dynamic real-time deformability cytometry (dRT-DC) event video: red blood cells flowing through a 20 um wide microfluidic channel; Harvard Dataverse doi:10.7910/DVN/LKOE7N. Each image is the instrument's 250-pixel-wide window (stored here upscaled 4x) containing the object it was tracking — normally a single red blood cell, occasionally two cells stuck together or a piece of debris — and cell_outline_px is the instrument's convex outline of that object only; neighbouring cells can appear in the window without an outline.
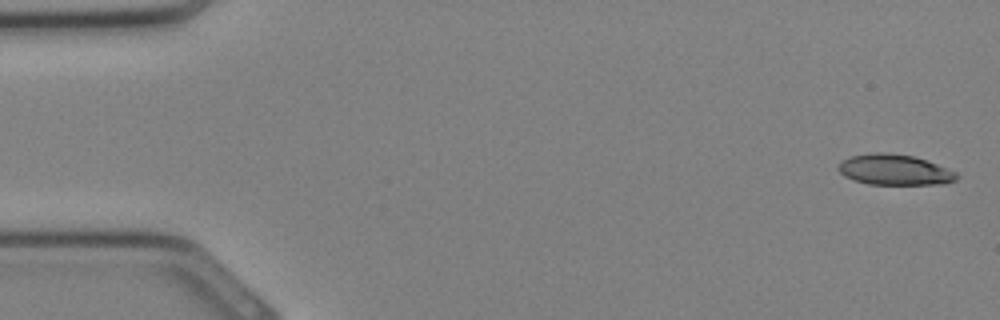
{"species": "Egyptian fruit bat (a non-hibernating species)", "species_latin": "Rousettus aegyptiacus", "temperature_condition": "cold", "stored_images_in_passage": 32, "camera_frame_rate_fps": 3000, "um_per_image_px": 0.085, "animal": {"sex": "female"}, "frame": {"image": 1, "passage_image": 1, "time_ms": 0.0, "image_size_px": [1000, 320], "cell_outline_px": [[960, 176], [956, 180], [944, 184], [868, 184], [852, 180], [844, 176], [836, 168], [840, 160], [852, 156], [872, 152], [888, 152], [912, 156], [936, 164], [956, 172]], "centroid_in_image_um": [75.99, 14.43], "position_along_channel_um": 9.0, "area_um2": 21.21}}
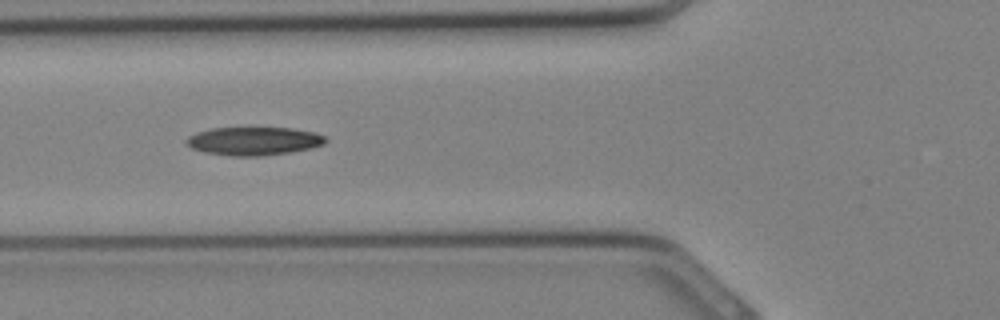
{"frame": {"image": 2, "passage_image": 12, "time_ms": 3.667, "image_size_px": [1000, 320], "cell_outline_px": [[328, 140], [324, 144], [312, 148], [288, 152], [260, 156], [232, 156], [204, 152], [192, 148], [184, 144], [184, 140], [188, 136], [196, 132], [212, 128], [292, 128], [316, 132], [324, 136]], "centroid_in_image_um": [21.55, 11.99], "position_along_channel_um": 104.2, "area_um2": 23.06}}
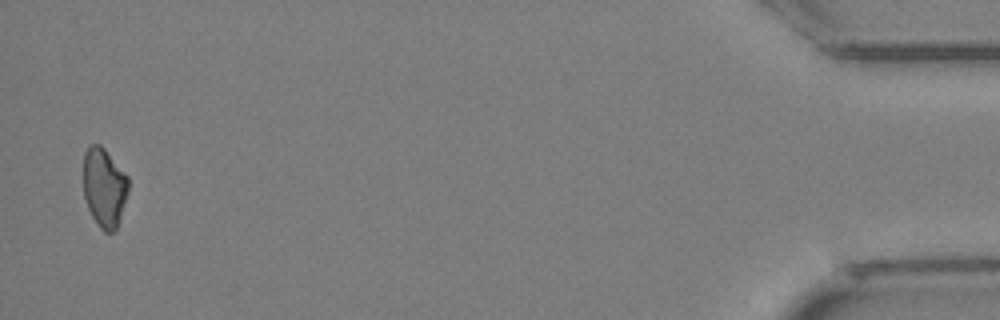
{"frame": {"image": 3, "passage_image": 32, "time_ms": 10.333, "image_size_px": [1000, 320], "cell_outline_px": [[128, 192], [116, 228], [112, 232], [104, 232], [100, 228], [92, 216], [88, 208], [84, 196], [84, 152], [92, 144], [100, 144], [104, 148], [128, 176]], "centroid_in_image_um": [8.86, 15.92], "position_along_channel_um": 426.3, "area_um2": 20.52}}